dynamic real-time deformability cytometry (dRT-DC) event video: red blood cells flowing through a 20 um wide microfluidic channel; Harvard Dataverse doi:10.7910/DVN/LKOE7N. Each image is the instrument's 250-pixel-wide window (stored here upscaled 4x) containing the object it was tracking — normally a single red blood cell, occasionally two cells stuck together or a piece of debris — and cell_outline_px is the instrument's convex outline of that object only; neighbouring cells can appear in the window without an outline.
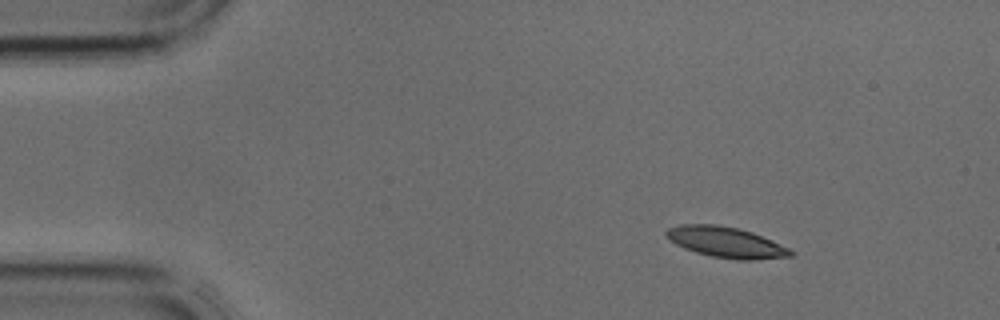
{"species": "common noctule bat (a hibernating species)", "species_latin": "Nyctalus noctula", "temperature_condition": "cold", "stored_images_in_passage": 2, "camera_frame_rate_fps": 3000, "um_per_image_px": 0.085, "animal": {"sex": "male", "body_mass_g": 17.9, "forearm_length_mm": 54.2}, "frame": {"image": 1, "passage_image": 1, "time_ms": 0.0, "image_size_px": [1000, 320], "cell_outline_px": [[792, 256], [752, 260], [736, 260], [712, 256], [696, 252], [684, 248], [676, 244], [664, 236], [664, 232], [668, 228], [680, 224], [716, 224], [736, 228], [752, 232], [772, 240], [788, 248], [792, 252]], "centroid_in_image_um": [61.66, 20.58], "position_along_channel_um": 23.3, "area_um2": 22.14}}